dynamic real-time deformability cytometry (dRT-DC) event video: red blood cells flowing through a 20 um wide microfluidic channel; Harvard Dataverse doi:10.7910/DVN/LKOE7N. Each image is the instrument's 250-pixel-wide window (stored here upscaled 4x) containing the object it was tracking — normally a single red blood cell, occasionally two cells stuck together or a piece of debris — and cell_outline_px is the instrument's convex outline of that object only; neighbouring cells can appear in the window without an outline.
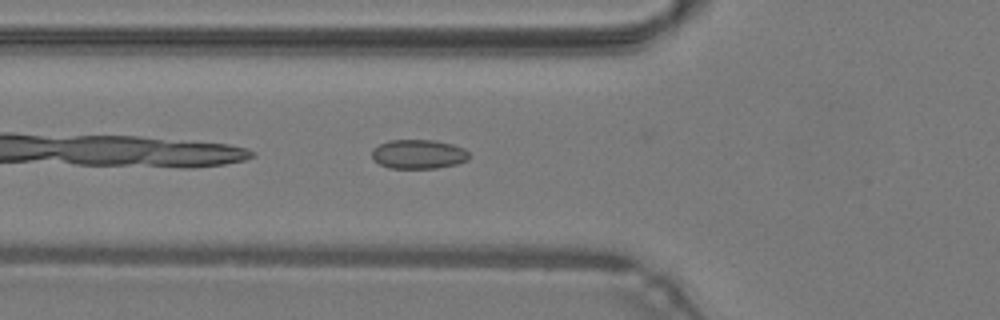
{"species": "common noctule bat (a hibernating species)", "species_latin": "Nyctalus noctula", "temperature_condition": "warm", "stored_images_in_passage": 34, "camera_frame_rate_fps": 3000, "um_per_image_px": 0.085, "animal": {"sex": "male", "body_mass_g": 19.2, "forearm_length_mm": 51.8}, "frame": {"image": 1, "passage_image": 3, "time_ms": 0.667, "image_size_px": [1000, 320], "cell_outline_px": [[468, 160], [456, 164], [436, 168], [388, 168], [372, 160], [372, 148], [388, 140], [436, 140], [452, 144], [464, 148], [468, 152]], "centroid_in_image_um": [35.54, 13.1], "position_along_channel_um": 90.3, "area_um2": 16.65}}
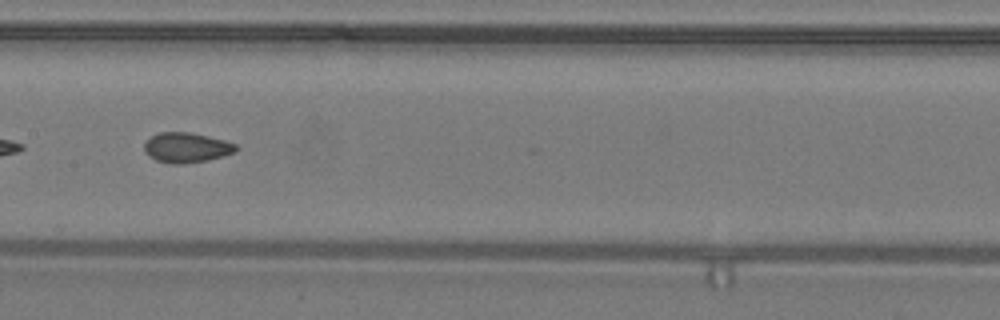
{"frame": {"image": 2, "passage_image": 10, "time_ms": 3.0, "image_size_px": [1000, 320], "cell_outline_px": [[240, 148], [236, 152], [204, 160], [184, 164], [172, 164], [156, 160], [148, 156], [144, 152], [144, 144], [152, 136], [160, 132], [188, 132], [208, 136], [224, 140], [236, 144]], "centroid_in_image_um": [15.84, 12.54], "position_along_channel_um": 191.6, "area_um2": 15.95}}
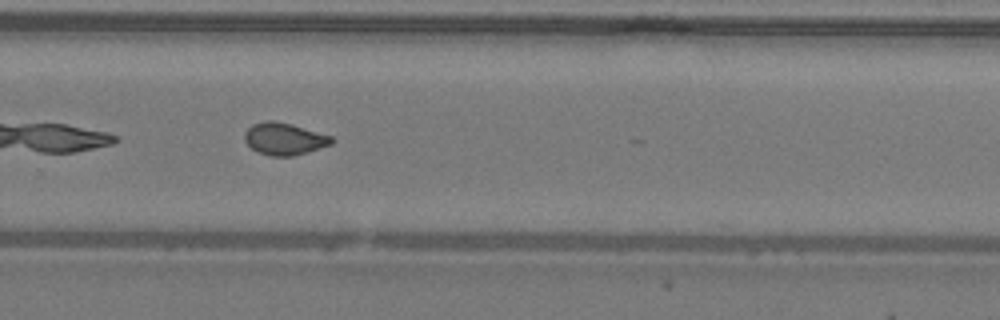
{"frame": {"image": 3, "passage_image": 18, "time_ms": 5.667, "image_size_px": [1000, 320], "cell_outline_px": [[336, 140], [332, 144], [308, 152], [292, 156], [268, 156], [256, 152], [244, 140], [244, 132], [252, 124], [268, 120], [272, 120], [288, 124], [332, 136]], "centroid_in_image_um": [24.15, 11.82], "position_along_channel_um": 305.7, "area_um2": 16.24}, "authors_computed_cell_mechanics": {"area_um2": 16.2129, "velocity_mm_per_s": 4.3029, "shape_relaxation_time_tau1_ms": null, "shape_relaxation_time_tau2_ms": 1.3192, "deformation_change_tau1": null, "deformation_change_tau2": 0.0701}}